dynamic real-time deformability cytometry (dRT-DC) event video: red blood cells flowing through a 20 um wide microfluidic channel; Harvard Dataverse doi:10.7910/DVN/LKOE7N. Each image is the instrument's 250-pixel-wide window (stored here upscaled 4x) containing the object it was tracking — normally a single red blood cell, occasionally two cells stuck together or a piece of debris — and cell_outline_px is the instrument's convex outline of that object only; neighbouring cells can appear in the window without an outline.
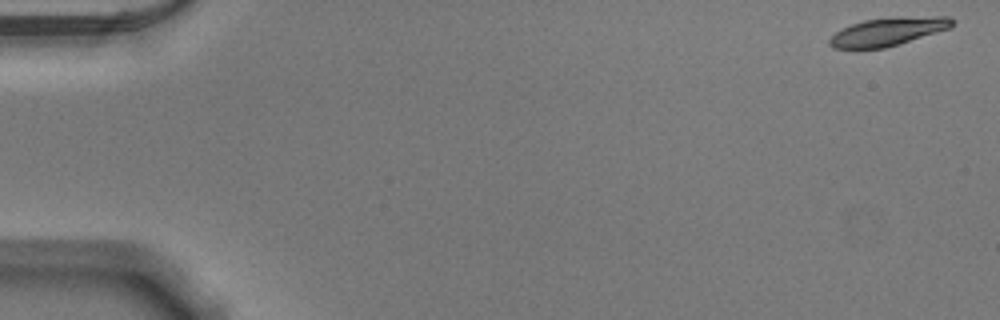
{"species": "Egyptian fruit bat (a non-hibernating species)", "species_latin": "Rousettus aegyptiacus", "temperature_condition": "warm", "stored_images_in_passage": 52, "camera_frame_rate_fps": 3000, "um_per_image_px": 0.085, "animal": {"sex": "male"}, "frame": {"image": 1, "passage_image": 1, "time_ms": 0.0, "image_size_px": [1000, 320], "cell_outline_px": [[956, 20], [948, 28], [884, 48], [832, 48], [828, 44], [828, 40], [836, 32], [852, 24], [864, 20], [892, 16], [948, 16]], "centroid_in_image_um": [75.46, 2.66], "position_along_channel_um": 9.5, "area_um2": 19.94}}
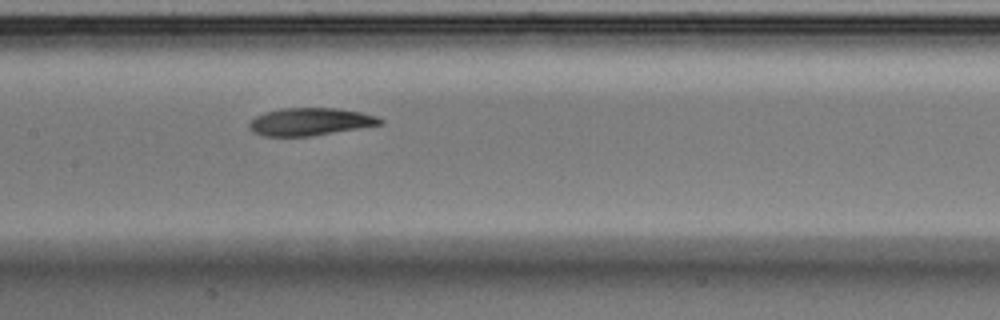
{"frame": {"image": 2, "passage_image": 26, "time_ms": 8.333, "image_size_px": [1000, 320], "cell_outline_px": [[384, 120], [380, 124], [308, 136], [264, 136], [252, 132], [248, 128], [248, 124], [256, 116], [264, 112], [280, 108], [336, 108], [360, 112], [376, 116]], "centroid_in_image_um": [26.28, 10.33], "position_along_channel_um": 181.1, "area_um2": 20.75}}
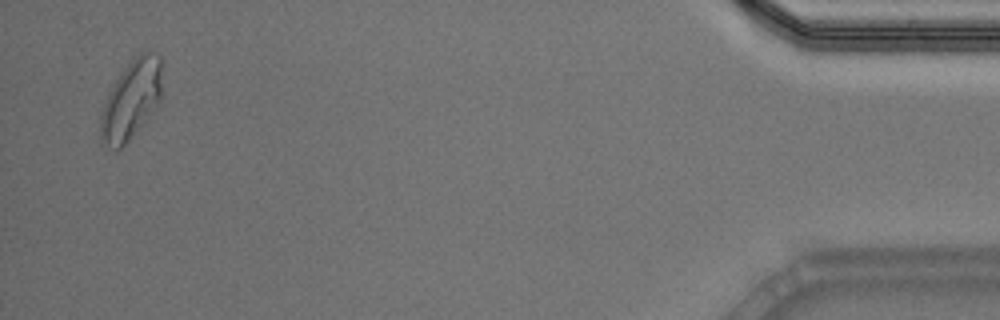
{"frame": {"image": 3, "passage_image": 51, "time_ms": 16.667, "image_size_px": [1000, 320], "cell_outline_px": [[160, 100], [156, 108], [128, 140], [120, 148], [116, 148], [100, 144], [100, 116], [104, 104], [116, 80], [128, 64], [140, 52], [148, 52], [160, 56]], "centroid_in_image_um": [11.13, 8.51], "position_along_channel_um": 424.1, "area_um2": 27.46}, "authors_computed_cell_mechanics": {"area_um2": 21.5594, "velocity_mm_per_s": 3.8573, "shape_relaxation_time_tau1_ms": 5.4566, "shape_relaxation_time_tau2_ms": 5.6519, "deformation_change_tau1": 0.1694, "deformation_change_tau2": 0.1225}}